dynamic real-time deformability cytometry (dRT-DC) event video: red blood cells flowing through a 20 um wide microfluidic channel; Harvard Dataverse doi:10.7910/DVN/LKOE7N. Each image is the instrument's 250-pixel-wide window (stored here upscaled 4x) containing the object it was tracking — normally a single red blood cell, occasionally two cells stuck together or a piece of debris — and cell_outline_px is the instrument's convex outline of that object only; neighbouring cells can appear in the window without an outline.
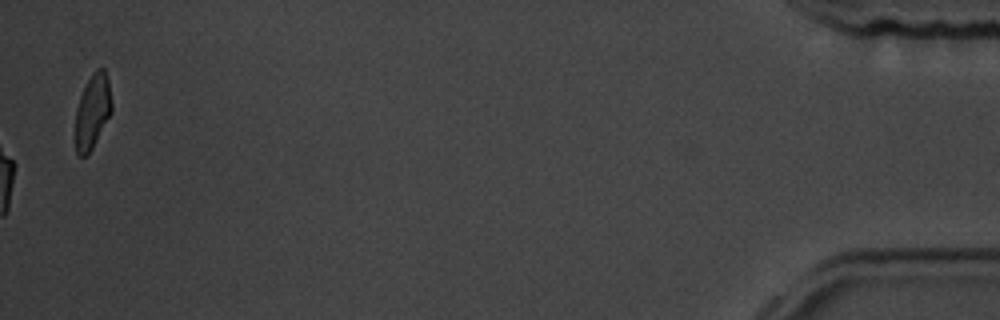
{"species": "common noctule bat (a hibernating species)", "species_latin": "Nyctalus noctula", "temperature_condition": "room temperature", "stored_images_in_passage": 56, "camera_frame_rate_fps": 3000, "um_per_image_px": 0.085, "animal": {"sex": "male", "body_mass_g": 19.5, "forearm_length_mm": 54.6}, "frame": {"image": 1, "passage_image": 56, "time_ms": 18.333, "image_size_px": [1000, 320], "cell_outline_px": [[112, 112], [92, 148], [84, 156], [80, 156], [76, 152], [76, 108], [80, 96], [92, 72], [96, 68], [104, 68], [108, 80], [112, 104]], "centroid_in_image_um": [7.87, 9.43], "position_along_channel_um": 427.3, "area_um2": 15.55}, "authors_computed_cell_mechanics": {"area_um2": 20.1144, "velocity_mm_per_s": 3.5068, "shape_relaxation_time_tau1_ms": 4.1493, "shape_relaxation_time_tau2_ms": 2.7714, "deformation_change_tau1": 0.1388, "deformation_change_tau2": 0.0961}}